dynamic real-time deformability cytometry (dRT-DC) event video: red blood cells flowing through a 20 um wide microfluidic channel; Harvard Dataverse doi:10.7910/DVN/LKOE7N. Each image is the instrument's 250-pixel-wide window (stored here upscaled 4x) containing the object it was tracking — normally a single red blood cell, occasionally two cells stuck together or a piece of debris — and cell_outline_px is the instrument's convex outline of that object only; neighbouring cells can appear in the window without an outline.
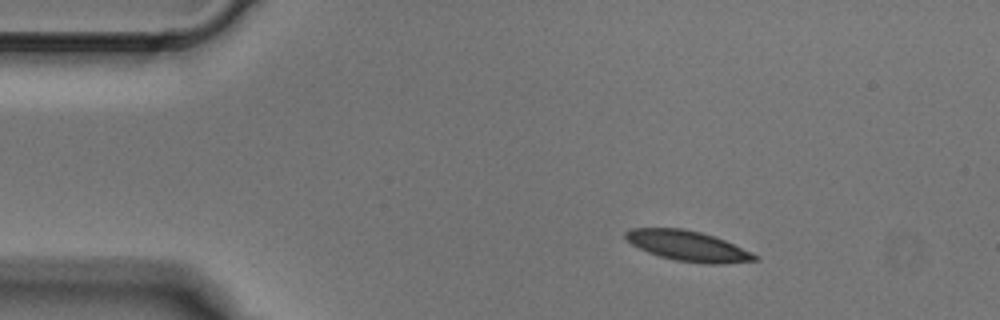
{"species": "Egyptian fruit bat (a non-hibernating species)", "species_latin": "Rousettus aegyptiacus", "temperature_condition": "cold", "stored_images_in_passage": 5, "camera_frame_rate_fps": 3000, "um_per_image_px": 0.085, "animal": {"sex": "male"}, "frame": {"image": 1, "passage_image": 1, "time_ms": 0.0, "image_size_px": [1000, 320], "cell_outline_px": [[760, 260], [720, 264], [704, 264], [676, 260], [660, 256], [648, 252], [632, 244], [624, 236], [624, 232], [632, 228], [684, 228], [700, 232], [724, 240], [756, 256]], "centroid_in_image_um": [58.42, 20.9], "position_along_channel_um": 26.6, "area_um2": 22.37}}
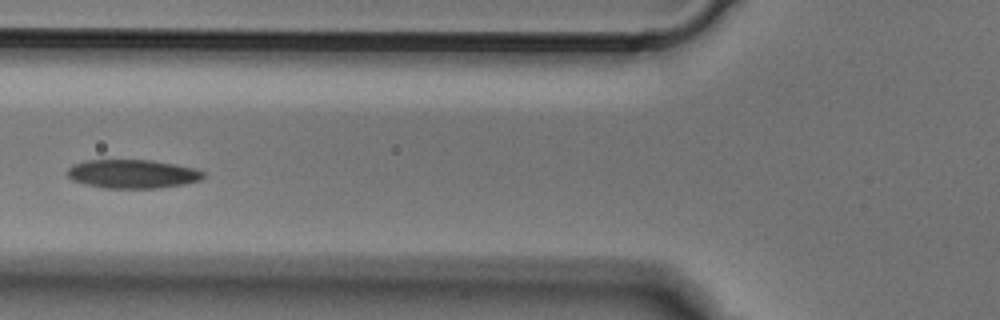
{"frame": {"image": 2, "passage_image": 4, "time_ms": 1.0, "image_size_px": [1000, 320], "cell_outline_px": [[204, 176], [200, 180], [184, 184], [160, 188], [104, 188], [84, 184], [72, 180], [68, 176], [68, 168], [72, 164], [84, 160], [152, 160], [176, 164], [196, 168], [204, 172]], "centroid_in_image_um": [11.26, 14.78], "position_along_channel_um": 114.5, "area_um2": 22.95}}
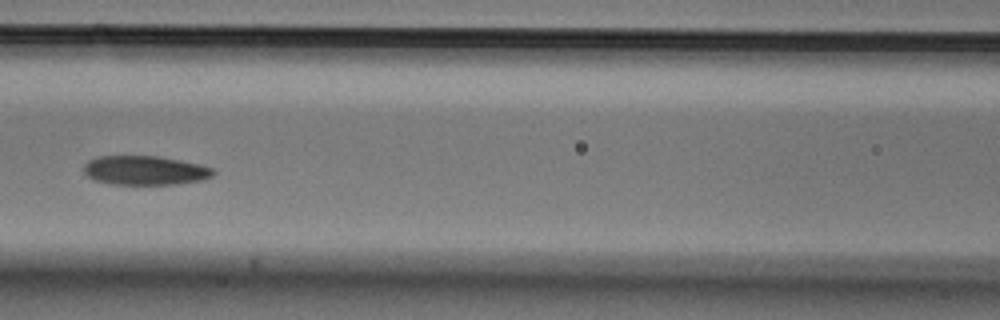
{"frame": {"image": 3, "passage_image": 5, "time_ms": 1.333, "image_size_px": [1000, 320], "cell_outline_px": [[216, 172], [212, 176], [204, 180], [176, 184], [112, 184], [96, 180], [88, 176], [84, 172], [84, 164], [88, 160], [96, 156], [160, 156], [200, 164], [212, 168]], "centroid_in_image_um": [12.34, 14.47], "position_along_channel_um": 154.3, "area_um2": 22.08}}